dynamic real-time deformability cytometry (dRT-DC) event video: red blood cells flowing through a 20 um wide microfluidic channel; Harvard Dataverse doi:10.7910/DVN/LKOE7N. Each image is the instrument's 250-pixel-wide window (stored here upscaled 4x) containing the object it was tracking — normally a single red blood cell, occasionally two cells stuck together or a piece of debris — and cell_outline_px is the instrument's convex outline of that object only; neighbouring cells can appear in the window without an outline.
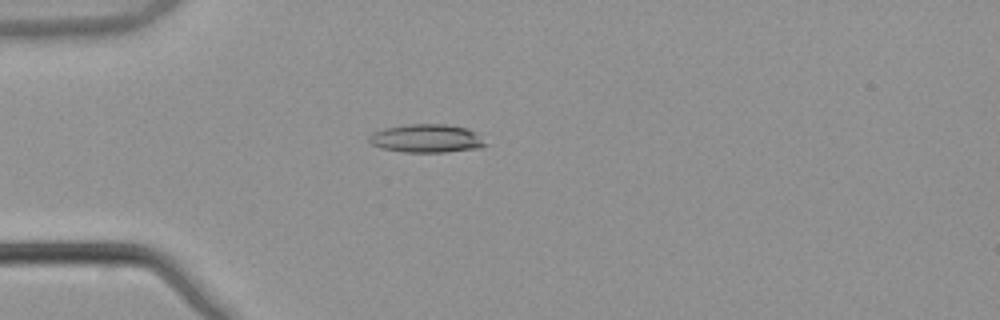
{"species": "common noctule bat (a hibernating species)", "species_latin": "Nyctalus noctula", "temperature_condition": "warm", "stored_images_in_passage": 4, "camera_frame_rate_fps": 3000, "um_per_image_px": 0.085, "animal": {"sex": "male", "body_mass_g": 21.5, "forearm_length_mm": 52.0}, "frame": {"image": 1, "passage_image": 4, "time_ms": 1.0, "image_size_px": [1000, 320], "cell_outline_px": [[488, 144], [480, 148], [444, 152], [404, 152], [380, 148], [372, 144], [368, 140], [368, 136], [372, 132], [384, 128], [412, 124], [444, 124], [468, 128], [476, 132]], "centroid_in_image_um": [36.26, 11.77], "position_along_channel_um": 48.7, "area_um2": 19.31}}